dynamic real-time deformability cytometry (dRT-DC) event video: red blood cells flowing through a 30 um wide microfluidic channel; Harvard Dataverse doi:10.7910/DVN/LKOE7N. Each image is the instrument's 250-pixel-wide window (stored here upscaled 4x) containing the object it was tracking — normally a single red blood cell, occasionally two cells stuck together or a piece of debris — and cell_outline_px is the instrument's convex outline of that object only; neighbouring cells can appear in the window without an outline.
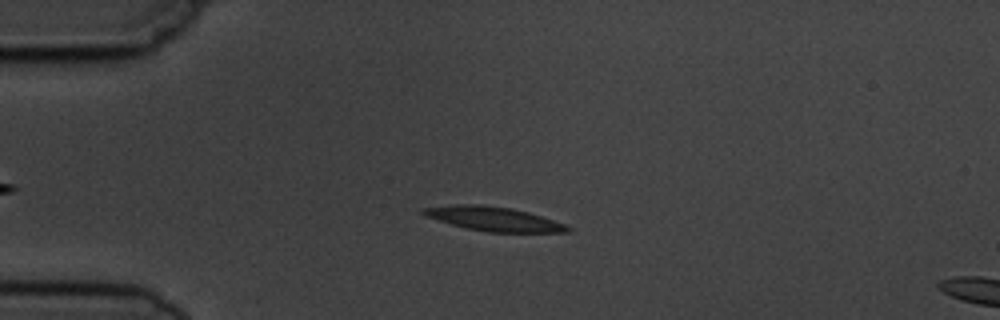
{"species": "common noctule bat (a hibernating species)", "species_latin": "Nyctalus noctula", "temperature_condition": "cold", "stored_images_in_passage": 6, "segment_of_instrument_passage": [1, 2], "camera_frame_rate_fps": 3000, "um_per_image_px": 0.085, "animal": {"sex": "male", "body_mass_g": 19.5, "forearm_length_mm": 54.6}, "frame": {"image": 1, "passage_image": 4, "time_ms": 3.333, "image_size_px": [1000, 320], "cell_outline_px": [[572, 228], [568, 232], [488, 232], [468, 228], [452, 224], [424, 216], [420, 212], [420, 208], [456, 204], [480, 204], [512, 208], [528, 212], [564, 224]], "centroid_in_image_um": [41.91, 18.59], "position_along_channel_um": 43.1, "area_um2": 20.17}}